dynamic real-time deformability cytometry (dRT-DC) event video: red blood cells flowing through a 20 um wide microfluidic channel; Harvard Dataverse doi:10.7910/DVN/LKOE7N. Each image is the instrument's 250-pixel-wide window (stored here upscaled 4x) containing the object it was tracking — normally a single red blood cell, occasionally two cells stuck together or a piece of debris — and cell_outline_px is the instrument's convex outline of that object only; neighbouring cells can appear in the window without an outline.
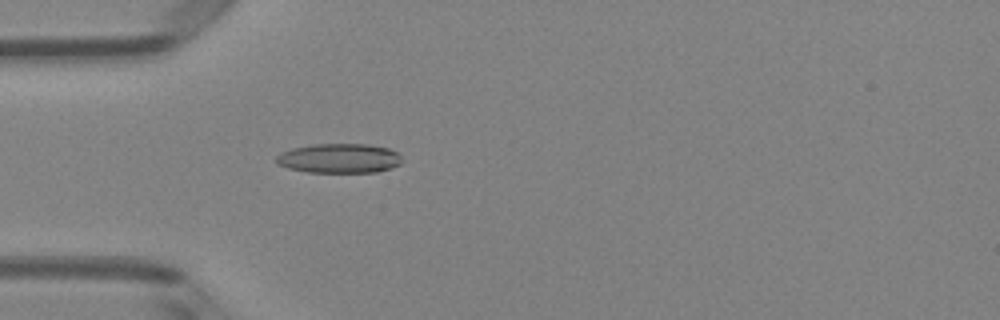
{"species": "Egyptian fruit bat (a non-hibernating species)", "species_latin": "Rousettus aegyptiacus", "temperature_condition": "room temperature", "stored_images_in_passage": 5, "camera_frame_rate_fps": 3000, "um_per_image_px": 0.085, "animal": {"sex": "female"}, "frame": {"image": 1, "passage_image": 5, "time_ms": 1.333, "image_size_px": [1000, 320], "cell_outline_px": [[400, 164], [392, 168], [376, 172], [308, 172], [288, 168], [276, 164], [276, 156], [280, 152], [292, 148], [312, 144], [368, 144], [388, 148], [396, 152], [400, 156]], "centroid_in_image_um": [28.8, 13.45], "position_along_channel_um": 56.2, "area_um2": 21.68}}